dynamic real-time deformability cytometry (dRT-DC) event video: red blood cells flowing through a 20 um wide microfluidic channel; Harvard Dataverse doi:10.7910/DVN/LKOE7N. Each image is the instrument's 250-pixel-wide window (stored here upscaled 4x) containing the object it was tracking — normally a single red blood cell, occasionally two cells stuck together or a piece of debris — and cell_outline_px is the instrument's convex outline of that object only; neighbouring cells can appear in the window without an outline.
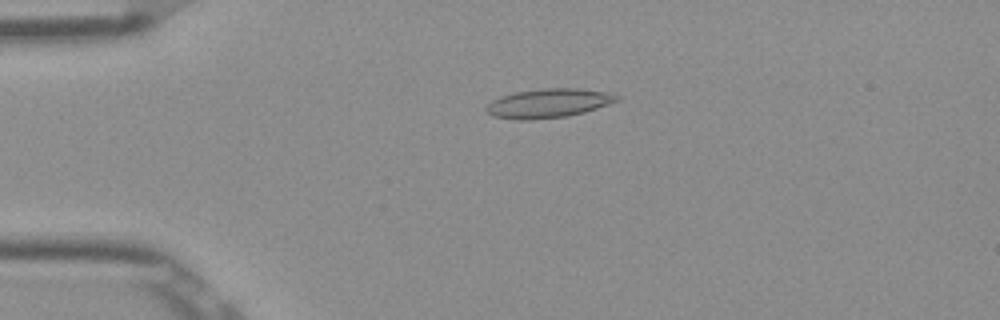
{"species": "Egyptian fruit bat (a non-hibernating species)", "species_latin": "Rousettus aegyptiacus", "temperature_condition": "room temperature", "stored_images_in_passage": 52, "camera_frame_rate_fps": 3000, "um_per_image_px": 0.085, "frame": {"image": 1, "passage_image": 12, "time_ms": 3.667, "image_size_px": [1000, 320], "cell_outline_px": [[620, 100], [584, 112], [568, 116], [528, 120], [516, 120], [496, 116], [488, 112], [484, 108], [492, 100], [500, 96], [516, 92], [544, 88], [576, 88], [608, 92], [620, 96]], "centroid_in_image_um": [46.63, 8.77], "position_along_channel_um": 38.4, "area_um2": 22.02}}
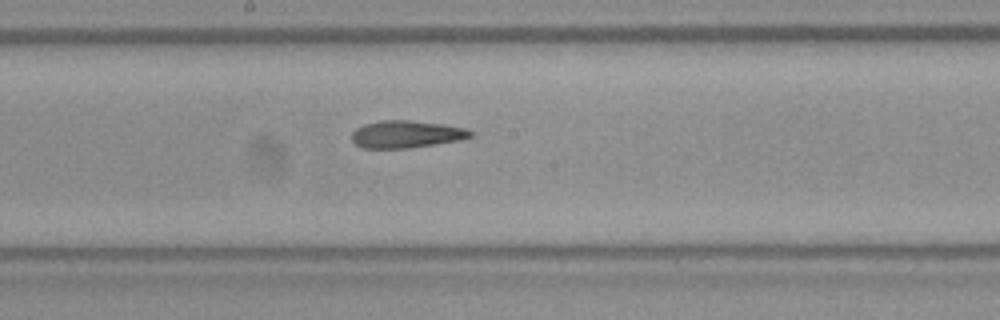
{"frame": {"image": 2, "passage_image": 28, "time_ms": 9.0, "image_size_px": [1000, 320], "cell_outline_px": [[476, 132], [472, 136], [460, 140], [436, 144], [408, 148], [364, 148], [356, 144], [352, 140], [352, 132], [356, 128], [364, 124], [380, 120], [408, 120], [440, 124], [468, 128]], "centroid_in_image_um": [34.56, 11.4], "position_along_channel_um": 213.6, "area_um2": 18.96}}
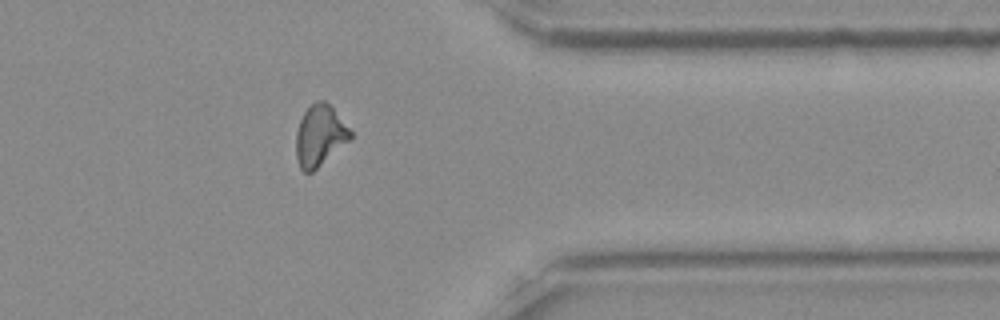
{"frame": {"image": 3, "passage_image": 42, "time_ms": 13.667, "image_size_px": [1000, 320], "cell_outline_px": [[352, 136], [348, 140], [312, 172], [304, 172], [300, 168], [296, 156], [296, 132], [300, 120], [304, 112], [316, 100], [324, 100], [332, 108], [352, 132]], "centroid_in_image_um": [27.14, 11.52], "position_along_channel_um": 384.3, "area_um2": 18.79}, "authors_computed_cell_mechanics": {"area_um2": 19.4208, "velocity_mm_per_s": 3.9092, "shape_relaxation_time_tau1_ms": null, "shape_relaxation_time_tau2_ms": 2.7737, "deformation_change_tau1": null, "deformation_change_tau2": 0.1199}}